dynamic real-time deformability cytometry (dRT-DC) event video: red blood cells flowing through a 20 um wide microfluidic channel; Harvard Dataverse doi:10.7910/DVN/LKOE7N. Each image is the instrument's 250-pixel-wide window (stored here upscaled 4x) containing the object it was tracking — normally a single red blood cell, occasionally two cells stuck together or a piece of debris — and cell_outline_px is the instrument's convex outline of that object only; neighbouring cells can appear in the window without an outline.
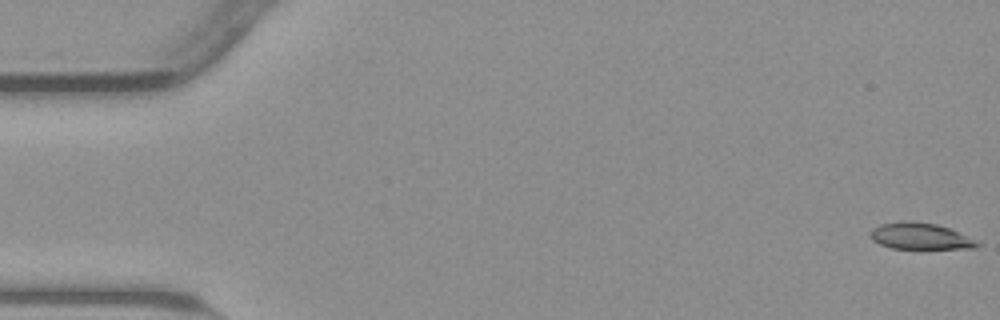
{"species": "common noctule bat (a hibernating species)", "species_latin": "Nyctalus noctula", "temperature_condition": "warm", "stored_images_in_passage": 50, "camera_frame_rate_fps": 3000, "um_per_image_px": 0.085, "animal": {"sex": "male", "body_mass_g": 23.1, "forearm_length_mm": 52.7}, "frame": {"image": 1, "passage_image": 1, "time_ms": 0.0, "image_size_px": [1000, 320], "cell_outline_px": [[984, 244], [976, 248], [892, 248], [880, 244], [872, 240], [872, 228], [880, 224], [900, 220], [904, 220], [936, 224], [948, 228], [976, 240]], "centroid_in_image_um": [78.23, 20.07], "position_along_channel_um": 6.8, "area_um2": 16.3}}
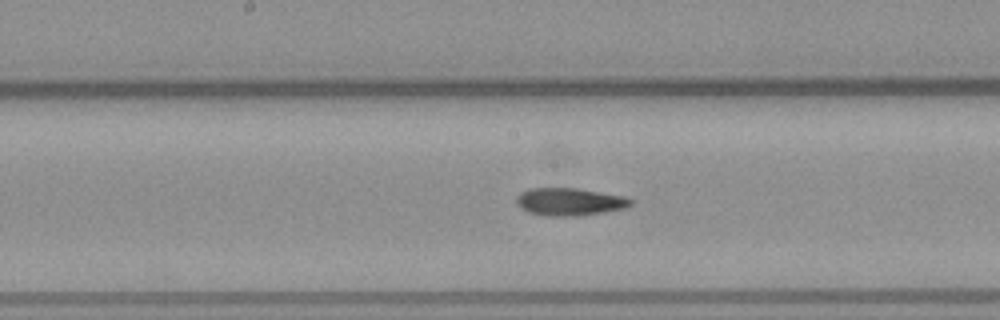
{"frame": {"image": 2, "passage_image": 28, "time_ms": 9.0, "image_size_px": [1000, 320], "cell_outline_px": [[632, 204], [624, 208], [604, 212], [576, 216], [544, 216], [528, 212], [520, 208], [516, 204], [516, 196], [520, 192], [528, 188], [576, 188], [624, 196], [632, 200]], "centroid_in_image_um": [48.35, 17.15], "position_along_channel_um": 199.8, "area_um2": 18.5}}
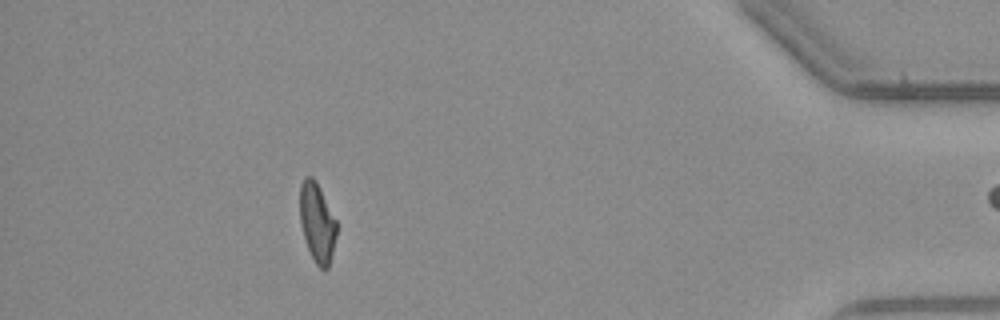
{"frame": {"image": 3, "passage_image": 49, "time_ms": 16.0, "image_size_px": [1000, 320], "cell_outline_px": [[336, 236], [328, 268], [324, 272], [316, 264], [308, 248], [300, 224], [300, 184], [304, 176], [312, 176], [316, 180], [336, 220]], "centroid_in_image_um": [26.94, 18.89], "position_along_channel_um": 408.3, "area_um2": 16.88}}